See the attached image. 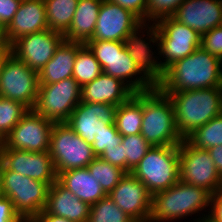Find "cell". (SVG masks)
I'll use <instances>...</instances> for the list:
<instances>
[{
	"label": "cell",
	"mask_w": 222,
	"mask_h": 222,
	"mask_svg": "<svg viewBox=\"0 0 222 222\" xmlns=\"http://www.w3.org/2000/svg\"><path fill=\"white\" fill-rule=\"evenodd\" d=\"M211 87H222V60L202 47L168 66L157 85L162 92Z\"/></svg>",
	"instance_id": "6da1fadb"
},
{
	"label": "cell",
	"mask_w": 222,
	"mask_h": 222,
	"mask_svg": "<svg viewBox=\"0 0 222 222\" xmlns=\"http://www.w3.org/2000/svg\"><path fill=\"white\" fill-rule=\"evenodd\" d=\"M163 93L171 98L176 129L183 139L222 114V87Z\"/></svg>",
	"instance_id": "7a4b0ae2"
},
{
	"label": "cell",
	"mask_w": 222,
	"mask_h": 222,
	"mask_svg": "<svg viewBox=\"0 0 222 222\" xmlns=\"http://www.w3.org/2000/svg\"><path fill=\"white\" fill-rule=\"evenodd\" d=\"M141 135L151 146H179L183 141L176 129L171 98L157 87L142 92Z\"/></svg>",
	"instance_id": "3957f363"
},
{
	"label": "cell",
	"mask_w": 222,
	"mask_h": 222,
	"mask_svg": "<svg viewBox=\"0 0 222 222\" xmlns=\"http://www.w3.org/2000/svg\"><path fill=\"white\" fill-rule=\"evenodd\" d=\"M211 195L202 187L189 185L179 180L169 189L152 195L148 222H172L204 211L210 207Z\"/></svg>",
	"instance_id": "277c9868"
},
{
	"label": "cell",
	"mask_w": 222,
	"mask_h": 222,
	"mask_svg": "<svg viewBox=\"0 0 222 222\" xmlns=\"http://www.w3.org/2000/svg\"><path fill=\"white\" fill-rule=\"evenodd\" d=\"M103 73L120 79L134 93L149 91L155 86L139 71L121 41H88ZM139 76V77H138Z\"/></svg>",
	"instance_id": "5b68a950"
},
{
	"label": "cell",
	"mask_w": 222,
	"mask_h": 222,
	"mask_svg": "<svg viewBox=\"0 0 222 222\" xmlns=\"http://www.w3.org/2000/svg\"><path fill=\"white\" fill-rule=\"evenodd\" d=\"M154 195L179 181V146H152L131 172Z\"/></svg>",
	"instance_id": "8992f818"
},
{
	"label": "cell",
	"mask_w": 222,
	"mask_h": 222,
	"mask_svg": "<svg viewBox=\"0 0 222 222\" xmlns=\"http://www.w3.org/2000/svg\"><path fill=\"white\" fill-rule=\"evenodd\" d=\"M49 186L2 165L1 194L8 197L21 217L36 218L46 207Z\"/></svg>",
	"instance_id": "52a82bcc"
},
{
	"label": "cell",
	"mask_w": 222,
	"mask_h": 222,
	"mask_svg": "<svg viewBox=\"0 0 222 222\" xmlns=\"http://www.w3.org/2000/svg\"><path fill=\"white\" fill-rule=\"evenodd\" d=\"M48 151L56 174L85 168L96 158L92 145L80 138L66 122L54 123Z\"/></svg>",
	"instance_id": "ba28073f"
},
{
	"label": "cell",
	"mask_w": 222,
	"mask_h": 222,
	"mask_svg": "<svg viewBox=\"0 0 222 222\" xmlns=\"http://www.w3.org/2000/svg\"><path fill=\"white\" fill-rule=\"evenodd\" d=\"M159 64L164 71L177 60L183 59L201 47V36L192 28L175 20L172 16L156 23Z\"/></svg>",
	"instance_id": "9c48e42d"
},
{
	"label": "cell",
	"mask_w": 222,
	"mask_h": 222,
	"mask_svg": "<svg viewBox=\"0 0 222 222\" xmlns=\"http://www.w3.org/2000/svg\"><path fill=\"white\" fill-rule=\"evenodd\" d=\"M81 101V86L73 77L53 84H39L33 110L54 123L66 122Z\"/></svg>",
	"instance_id": "30bf717a"
},
{
	"label": "cell",
	"mask_w": 222,
	"mask_h": 222,
	"mask_svg": "<svg viewBox=\"0 0 222 222\" xmlns=\"http://www.w3.org/2000/svg\"><path fill=\"white\" fill-rule=\"evenodd\" d=\"M179 167L183 183L202 187L211 194L222 188V178L209 152L195 148L186 139L179 144Z\"/></svg>",
	"instance_id": "8fae6325"
},
{
	"label": "cell",
	"mask_w": 222,
	"mask_h": 222,
	"mask_svg": "<svg viewBox=\"0 0 222 222\" xmlns=\"http://www.w3.org/2000/svg\"><path fill=\"white\" fill-rule=\"evenodd\" d=\"M38 91V72L10 54L1 69L0 96L20 102L33 110Z\"/></svg>",
	"instance_id": "7c38bea8"
},
{
	"label": "cell",
	"mask_w": 222,
	"mask_h": 222,
	"mask_svg": "<svg viewBox=\"0 0 222 222\" xmlns=\"http://www.w3.org/2000/svg\"><path fill=\"white\" fill-rule=\"evenodd\" d=\"M144 33H146V36H148L145 39ZM123 42L126 50L128 51L133 61L136 63L139 71L155 87H157V85L162 80L164 71L159 64L160 59L157 58L158 56L152 51L154 44H156V50L158 51V37L155 22H142L126 36ZM151 42L153 43V46L151 45Z\"/></svg>",
	"instance_id": "4fadbf2b"
},
{
	"label": "cell",
	"mask_w": 222,
	"mask_h": 222,
	"mask_svg": "<svg viewBox=\"0 0 222 222\" xmlns=\"http://www.w3.org/2000/svg\"><path fill=\"white\" fill-rule=\"evenodd\" d=\"M54 122L29 110L3 140L1 149L29 152L49 150L50 133Z\"/></svg>",
	"instance_id": "5bb4252c"
},
{
	"label": "cell",
	"mask_w": 222,
	"mask_h": 222,
	"mask_svg": "<svg viewBox=\"0 0 222 222\" xmlns=\"http://www.w3.org/2000/svg\"><path fill=\"white\" fill-rule=\"evenodd\" d=\"M64 40V34L45 29L14 41L10 45L11 54L39 73Z\"/></svg>",
	"instance_id": "9a60e30c"
},
{
	"label": "cell",
	"mask_w": 222,
	"mask_h": 222,
	"mask_svg": "<svg viewBox=\"0 0 222 222\" xmlns=\"http://www.w3.org/2000/svg\"><path fill=\"white\" fill-rule=\"evenodd\" d=\"M0 158L6 169L45 182L48 186L57 180L49 151L29 152L17 149H1Z\"/></svg>",
	"instance_id": "2e32d148"
},
{
	"label": "cell",
	"mask_w": 222,
	"mask_h": 222,
	"mask_svg": "<svg viewBox=\"0 0 222 222\" xmlns=\"http://www.w3.org/2000/svg\"><path fill=\"white\" fill-rule=\"evenodd\" d=\"M108 195L135 222L149 221L152 194L132 173H126Z\"/></svg>",
	"instance_id": "e0dca14e"
},
{
	"label": "cell",
	"mask_w": 222,
	"mask_h": 222,
	"mask_svg": "<svg viewBox=\"0 0 222 222\" xmlns=\"http://www.w3.org/2000/svg\"><path fill=\"white\" fill-rule=\"evenodd\" d=\"M142 21L131 11L103 0L100 6L94 35L89 41H121Z\"/></svg>",
	"instance_id": "ac0fdd59"
},
{
	"label": "cell",
	"mask_w": 222,
	"mask_h": 222,
	"mask_svg": "<svg viewBox=\"0 0 222 222\" xmlns=\"http://www.w3.org/2000/svg\"><path fill=\"white\" fill-rule=\"evenodd\" d=\"M117 106L80 101L66 121L74 132L87 143L94 142L95 135L108 124H114Z\"/></svg>",
	"instance_id": "d6986e66"
},
{
	"label": "cell",
	"mask_w": 222,
	"mask_h": 222,
	"mask_svg": "<svg viewBox=\"0 0 222 222\" xmlns=\"http://www.w3.org/2000/svg\"><path fill=\"white\" fill-rule=\"evenodd\" d=\"M172 17L202 36L221 26L222 0H184Z\"/></svg>",
	"instance_id": "ffe728a7"
},
{
	"label": "cell",
	"mask_w": 222,
	"mask_h": 222,
	"mask_svg": "<svg viewBox=\"0 0 222 222\" xmlns=\"http://www.w3.org/2000/svg\"><path fill=\"white\" fill-rule=\"evenodd\" d=\"M48 29L43 0H22L10 24L5 28L9 45L17 39Z\"/></svg>",
	"instance_id": "44dd1931"
},
{
	"label": "cell",
	"mask_w": 222,
	"mask_h": 222,
	"mask_svg": "<svg viewBox=\"0 0 222 222\" xmlns=\"http://www.w3.org/2000/svg\"><path fill=\"white\" fill-rule=\"evenodd\" d=\"M40 214H53L73 222H87L90 205L56 180L48 188L46 207Z\"/></svg>",
	"instance_id": "7402d4cb"
},
{
	"label": "cell",
	"mask_w": 222,
	"mask_h": 222,
	"mask_svg": "<svg viewBox=\"0 0 222 222\" xmlns=\"http://www.w3.org/2000/svg\"><path fill=\"white\" fill-rule=\"evenodd\" d=\"M134 92L120 79L101 73L96 79L81 87V101L119 106Z\"/></svg>",
	"instance_id": "603a6c76"
},
{
	"label": "cell",
	"mask_w": 222,
	"mask_h": 222,
	"mask_svg": "<svg viewBox=\"0 0 222 222\" xmlns=\"http://www.w3.org/2000/svg\"><path fill=\"white\" fill-rule=\"evenodd\" d=\"M57 181L90 206L107 196L88 168L66 170L57 174Z\"/></svg>",
	"instance_id": "cb8c5ba5"
},
{
	"label": "cell",
	"mask_w": 222,
	"mask_h": 222,
	"mask_svg": "<svg viewBox=\"0 0 222 222\" xmlns=\"http://www.w3.org/2000/svg\"><path fill=\"white\" fill-rule=\"evenodd\" d=\"M83 43L63 41L38 73L39 84H53L72 77L74 60Z\"/></svg>",
	"instance_id": "d4e9b609"
},
{
	"label": "cell",
	"mask_w": 222,
	"mask_h": 222,
	"mask_svg": "<svg viewBox=\"0 0 222 222\" xmlns=\"http://www.w3.org/2000/svg\"><path fill=\"white\" fill-rule=\"evenodd\" d=\"M103 0H79L65 41L86 44L94 35L100 6Z\"/></svg>",
	"instance_id": "484cf974"
},
{
	"label": "cell",
	"mask_w": 222,
	"mask_h": 222,
	"mask_svg": "<svg viewBox=\"0 0 222 222\" xmlns=\"http://www.w3.org/2000/svg\"><path fill=\"white\" fill-rule=\"evenodd\" d=\"M142 120V92L134 93L117 106L114 125L122 137L141 134Z\"/></svg>",
	"instance_id": "4316f807"
},
{
	"label": "cell",
	"mask_w": 222,
	"mask_h": 222,
	"mask_svg": "<svg viewBox=\"0 0 222 222\" xmlns=\"http://www.w3.org/2000/svg\"><path fill=\"white\" fill-rule=\"evenodd\" d=\"M48 29L64 34L70 27L79 0H43Z\"/></svg>",
	"instance_id": "83f0119b"
},
{
	"label": "cell",
	"mask_w": 222,
	"mask_h": 222,
	"mask_svg": "<svg viewBox=\"0 0 222 222\" xmlns=\"http://www.w3.org/2000/svg\"><path fill=\"white\" fill-rule=\"evenodd\" d=\"M102 72V68L95 58V55L89 47L84 44L78 50L75 57L72 77L82 87L96 79Z\"/></svg>",
	"instance_id": "f1b7e54d"
},
{
	"label": "cell",
	"mask_w": 222,
	"mask_h": 222,
	"mask_svg": "<svg viewBox=\"0 0 222 222\" xmlns=\"http://www.w3.org/2000/svg\"><path fill=\"white\" fill-rule=\"evenodd\" d=\"M185 139L195 148L205 150L222 145V114L196 128Z\"/></svg>",
	"instance_id": "f546056e"
},
{
	"label": "cell",
	"mask_w": 222,
	"mask_h": 222,
	"mask_svg": "<svg viewBox=\"0 0 222 222\" xmlns=\"http://www.w3.org/2000/svg\"><path fill=\"white\" fill-rule=\"evenodd\" d=\"M87 168L92 176L99 181L102 189L107 195L126 175L124 170L106 162L100 157H96Z\"/></svg>",
	"instance_id": "4dcf8cb0"
},
{
	"label": "cell",
	"mask_w": 222,
	"mask_h": 222,
	"mask_svg": "<svg viewBox=\"0 0 222 222\" xmlns=\"http://www.w3.org/2000/svg\"><path fill=\"white\" fill-rule=\"evenodd\" d=\"M87 222H135L114 203L109 195L90 206Z\"/></svg>",
	"instance_id": "1f68e13d"
},
{
	"label": "cell",
	"mask_w": 222,
	"mask_h": 222,
	"mask_svg": "<svg viewBox=\"0 0 222 222\" xmlns=\"http://www.w3.org/2000/svg\"><path fill=\"white\" fill-rule=\"evenodd\" d=\"M29 109L20 102L0 96V138H4L17 125Z\"/></svg>",
	"instance_id": "d6a6232c"
},
{
	"label": "cell",
	"mask_w": 222,
	"mask_h": 222,
	"mask_svg": "<svg viewBox=\"0 0 222 222\" xmlns=\"http://www.w3.org/2000/svg\"><path fill=\"white\" fill-rule=\"evenodd\" d=\"M121 144L126 158V173H131L152 147L141 134L123 136Z\"/></svg>",
	"instance_id": "836d02e7"
},
{
	"label": "cell",
	"mask_w": 222,
	"mask_h": 222,
	"mask_svg": "<svg viewBox=\"0 0 222 222\" xmlns=\"http://www.w3.org/2000/svg\"><path fill=\"white\" fill-rule=\"evenodd\" d=\"M122 136L114 124H108L98 135H95L92 149L96 157H100L105 149L116 147L121 144Z\"/></svg>",
	"instance_id": "e575fe53"
},
{
	"label": "cell",
	"mask_w": 222,
	"mask_h": 222,
	"mask_svg": "<svg viewBox=\"0 0 222 222\" xmlns=\"http://www.w3.org/2000/svg\"><path fill=\"white\" fill-rule=\"evenodd\" d=\"M184 0H148V22L172 16Z\"/></svg>",
	"instance_id": "d590c367"
},
{
	"label": "cell",
	"mask_w": 222,
	"mask_h": 222,
	"mask_svg": "<svg viewBox=\"0 0 222 222\" xmlns=\"http://www.w3.org/2000/svg\"><path fill=\"white\" fill-rule=\"evenodd\" d=\"M201 47L222 60V26L215 27L201 36Z\"/></svg>",
	"instance_id": "8d00e7d4"
},
{
	"label": "cell",
	"mask_w": 222,
	"mask_h": 222,
	"mask_svg": "<svg viewBox=\"0 0 222 222\" xmlns=\"http://www.w3.org/2000/svg\"><path fill=\"white\" fill-rule=\"evenodd\" d=\"M131 11L142 22L148 21V0H109Z\"/></svg>",
	"instance_id": "74e56055"
},
{
	"label": "cell",
	"mask_w": 222,
	"mask_h": 222,
	"mask_svg": "<svg viewBox=\"0 0 222 222\" xmlns=\"http://www.w3.org/2000/svg\"><path fill=\"white\" fill-rule=\"evenodd\" d=\"M22 0H0V24L6 28L13 19Z\"/></svg>",
	"instance_id": "f35d334b"
},
{
	"label": "cell",
	"mask_w": 222,
	"mask_h": 222,
	"mask_svg": "<svg viewBox=\"0 0 222 222\" xmlns=\"http://www.w3.org/2000/svg\"><path fill=\"white\" fill-rule=\"evenodd\" d=\"M106 162L121 168L126 172V158L123 157V145H117L109 149H105L103 154L100 156Z\"/></svg>",
	"instance_id": "ab89813d"
},
{
	"label": "cell",
	"mask_w": 222,
	"mask_h": 222,
	"mask_svg": "<svg viewBox=\"0 0 222 222\" xmlns=\"http://www.w3.org/2000/svg\"><path fill=\"white\" fill-rule=\"evenodd\" d=\"M19 217L12 201L5 195L0 194V222H13Z\"/></svg>",
	"instance_id": "60d3db41"
},
{
	"label": "cell",
	"mask_w": 222,
	"mask_h": 222,
	"mask_svg": "<svg viewBox=\"0 0 222 222\" xmlns=\"http://www.w3.org/2000/svg\"><path fill=\"white\" fill-rule=\"evenodd\" d=\"M211 209V210H210ZM208 218L213 222H222V188L211 195Z\"/></svg>",
	"instance_id": "b9f144b4"
},
{
	"label": "cell",
	"mask_w": 222,
	"mask_h": 222,
	"mask_svg": "<svg viewBox=\"0 0 222 222\" xmlns=\"http://www.w3.org/2000/svg\"><path fill=\"white\" fill-rule=\"evenodd\" d=\"M215 164L217 172L222 178V145L214 146L207 149Z\"/></svg>",
	"instance_id": "7bdbcfd3"
},
{
	"label": "cell",
	"mask_w": 222,
	"mask_h": 222,
	"mask_svg": "<svg viewBox=\"0 0 222 222\" xmlns=\"http://www.w3.org/2000/svg\"><path fill=\"white\" fill-rule=\"evenodd\" d=\"M35 220L37 222H73L66 218L59 217L53 214H39Z\"/></svg>",
	"instance_id": "ee69618b"
},
{
	"label": "cell",
	"mask_w": 222,
	"mask_h": 222,
	"mask_svg": "<svg viewBox=\"0 0 222 222\" xmlns=\"http://www.w3.org/2000/svg\"><path fill=\"white\" fill-rule=\"evenodd\" d=\"M0 50H11L7 42L5 28L0 24Z\"/></svg>",
	"instance_id": "f6af8a7d"
},
{
	"label": "cell",
	"mask_w": 222,
	"mask_h": 222,
	"mask_svg": "<svg viewBox=\"0 0 222 222\" xmlns=\"http://www.w3.org/2000/svg\"><path fill=\"white\" fill-rule=\"evenodd\" d=\"M10 54L11 50H0V75L3 63Z\"/></svg>",
	"instance_id": "bcb514c9"
},
{
	"label": "cell",
	"mask_w": 222,
	"mask_h": 222,
	"mask_svg": "<svg viewBox=\"0 0 222 222\" xmlns=\"http://www.w3.org/2000/svg\"><path fill=\"white\" fill-rule=\"evenodd\" d=\"M36 220L34 218L31 217H21L19 216L16 220H14L13 222H35Z\"/></svg>",
	"instance_id": "7dc6e473"
},
{
	"label": "cell",
	"mask_w": 222,
	"mask_h": 222,
	"mask_svg": "<svg viewBox=\"0 0 222 222\" xmlns=\"http://www.w3.org/2000/svg\"><path fill=\"white\" fill-rule=\"evenodd\" d=\"M202 215H204V216H203V217H199V218L195 219L194 221H195V222H213V221H211V220L208 218L207 215L205 216L204 213H202Z\"/></svg>",
	"instance_id": "c3c4849f"
},
{
	"label": "cell",
	"mask_w": 222,
	"mask_h": 222,
	"mask_svg": "<svg viewBox=\"0 0 222 222\" xmlns=\"http://www.w3.org/2000/svg\"><path fill=\"white\" fill-rule=\"evenodd\" d=\"M1 173H2V162L0 158V194H1Z\"/></svg>",
	"instance_id": "681fc988"
},
{
	"label": "cell",
	"mask_w": 222,
	"mask_h": 222,
	"mask_svg": "<svg viewBox=\"0 0 222 222\" xmlns=\"http://www.w3.org/2000/svg\"><path fill=\"white\" fill-rule=\"evenodd\" d=\"M2 147H3V140L0 138V151Z\"/></svg>",
	"instance_id": "f907efd6"
}]
</instances>
